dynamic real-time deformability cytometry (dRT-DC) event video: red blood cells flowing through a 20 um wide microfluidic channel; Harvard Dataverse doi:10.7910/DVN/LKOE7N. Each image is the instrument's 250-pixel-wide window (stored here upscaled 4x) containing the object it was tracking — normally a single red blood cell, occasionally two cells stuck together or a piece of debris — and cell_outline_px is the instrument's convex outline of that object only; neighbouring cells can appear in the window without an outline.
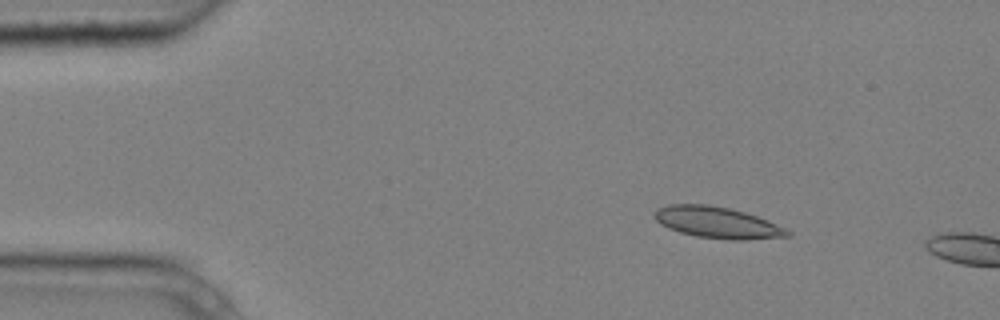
{"species": "common noctule bat (a hibernating species)", "species_latin": "Nyctalus noctula", "temperature_condition": "cold", "stored_images_in_passage": 3, "camera_frame_rate_fps": 3000, "um_per_image_px": 0.085, "animal": {"sex": "male", "body_mass_g": 20.4}, "frame": {"image": 1, "passage_image": 2, "time_ms": 0.333, "image_size_px": [1000, 320], "cell_outline_px": [[792, 236], [748, 240], [728, 240], [696, 236], [680, 232], [668, 228], [660, 224], [652, 216], [652, 212], [656, 208], [668, 204], [708, 204], [728, 208], [744, 212], [756, 216], [784, 228], [792, 232]], "centroid_in_image_um": [60.92, 18.92], "position_along_channel_um": 24.1, "area_um2": 24.45}}